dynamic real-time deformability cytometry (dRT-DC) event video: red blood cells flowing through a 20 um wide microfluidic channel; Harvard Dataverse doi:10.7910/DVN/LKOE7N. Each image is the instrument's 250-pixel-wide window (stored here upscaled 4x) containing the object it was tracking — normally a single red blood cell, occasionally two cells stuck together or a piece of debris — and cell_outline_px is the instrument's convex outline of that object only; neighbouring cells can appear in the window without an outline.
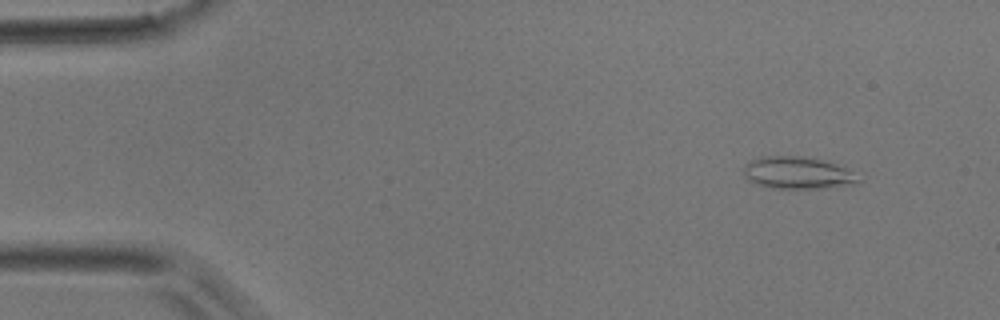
{"species": "common noctule bat (a hibernating species)", "species_latin": "Nyctalus noctula", "temperature_condition": "room temperature", "stored_images_in_passage": 48, "camera_frame_rate_fps": 3000, "um_per_image_px": 0.085, "animal": {"sex": "male", "body_mass_g": 17.9}, "frame": {"image": 1, "passage_image": 5, "time_ms": 1.333, "image_size_px": [1000, 320], "cell_outline_px": [[864, 180], [856, 184], [828, 188], [772, 188], [756, 184], [744, 176], [744, 164], [748, 160], [760, 156], [796, 156], [820, 160], [836, 164], [844, 168]], "centroid_in_image_um": [67.77, 14.7], "position_along_channel_um": 17.2, "area_um2": 21.5}}
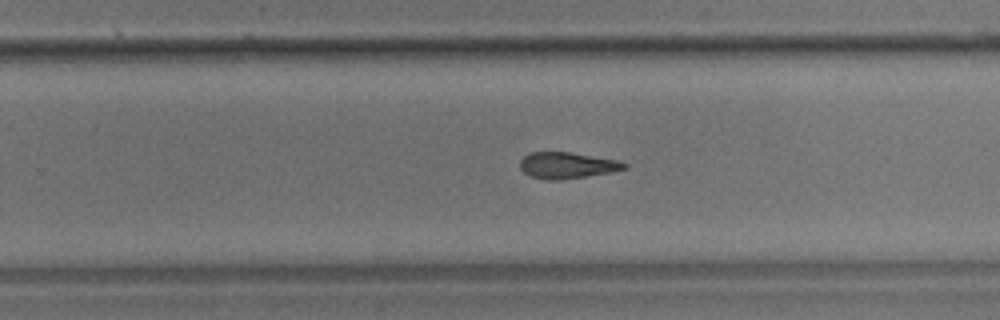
{"frame": {"image": 2, "passage_image": 30, "time_ms": 9.667, "image_size_px": [1000, 320], "cell_outline_px": [[628, 168], [608, 172], [560, 180], [548, 180], [528, 176], [520, 168], [520, 160], [524, 156], [532, 152], [568, 152], [620, 160], [628, 164]], "centroid_in_image_um": [48.19, 14.05], "position_along_channel_um": 281.6, "area_um2": 15.9}}
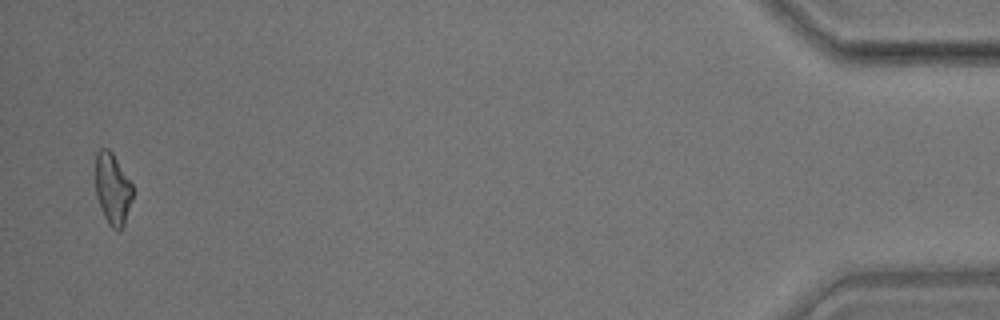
{"frame": {"image": 3, "passage_image": 46, "time_ms": 15.0, "image_size_px": [1000, 320], "cell_outline_px": [[132, 200], [124, 224], [120, 232], [112, 228], [108, 224], [104, 216], [96, 196], [96, 152], [100, 148], [108, 148], [112, 152], [132, 184]], "centroid_in_image_um": [9.57, 16.06], "position_along_channel_um": 425.6, "area_um2": 15.43}}